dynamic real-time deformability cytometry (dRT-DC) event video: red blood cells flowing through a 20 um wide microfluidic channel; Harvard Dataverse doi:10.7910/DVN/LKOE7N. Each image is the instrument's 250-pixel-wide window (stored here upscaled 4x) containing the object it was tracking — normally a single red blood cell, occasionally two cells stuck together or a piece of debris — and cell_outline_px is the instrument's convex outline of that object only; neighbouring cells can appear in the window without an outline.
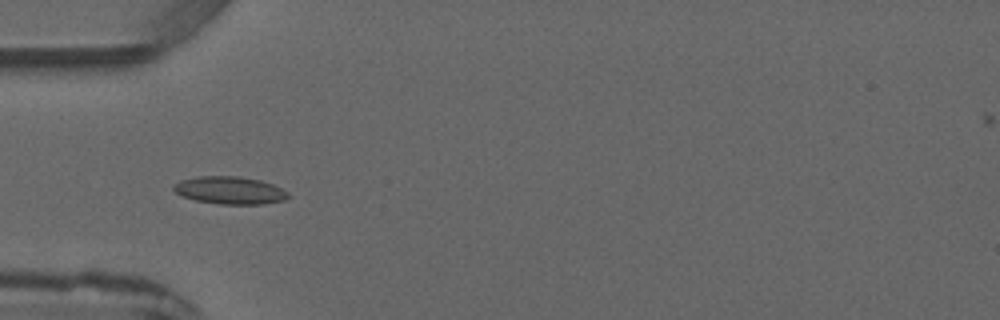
{"species": "common noctule bat (a hibernating species)", "species_latin": "Nyctalus noctula", "temperature_condition": "warm", "stored_images_in_passage": 5, "camera_frame_rate_fps": 3000, "um_per_image_px": 0.085, "animal": {"sex": "male", "forearm_length_mm": 52.5}, "frame": {"image": 1, "passage_image": 4, "time_ms": 3.667, "image_size_px": [1000, 320], "cell_outline_px": [[288, 196], [284, 200], [264, 204], [220, 204], [196, 200], [184, 196], [176, 192], [172, 188], [180, 180], [196, 176], [236, 176], [260, 180], [272, 184], [288, 192]], "centroid_in_image_um": [19.54, 16.17], "position_along_channel_um": 65.5, "area_um2": 18.21}}
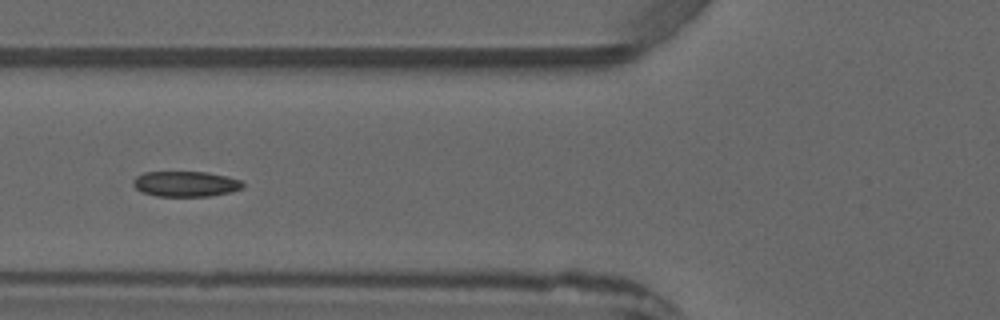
{"frame": {"image": 2, "passage_image": 5, "time_ms": 4.667, "image_size_px": [1000, 320], "cell_outline_px": [[244, 188], [232, 192], [212, 196], [156, 196], [140, 192], [132, 184], [132, 180], [136, 176], [144, 172], [208, 172], [228, 176], [240, 180], [244, 184]], "centroid_in_image_um": [15.79, 15.63], "position_along_channel_um": 110.0, "area_um2": 16.53}}